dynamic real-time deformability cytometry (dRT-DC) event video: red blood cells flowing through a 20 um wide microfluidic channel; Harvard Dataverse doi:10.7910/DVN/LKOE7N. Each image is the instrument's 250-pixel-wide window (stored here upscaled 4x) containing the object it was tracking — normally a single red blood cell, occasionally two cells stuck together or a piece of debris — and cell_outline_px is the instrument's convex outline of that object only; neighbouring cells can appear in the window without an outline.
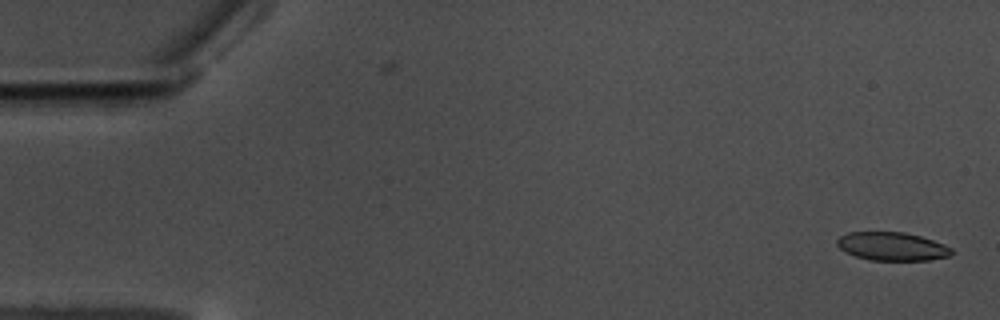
{"species": "common noctule bat (a hibernating species)", "species_latin": "Nyctalus noctula", "temperature_condition": "warm", "stored_images_in_passage": 18, "camera_frame_rate_fps": 3000, "um_per_image_px": 0.085, "animal": {"sex": "male", "body_mass_g": 17.5, "forearm_length_mm": 52.3}, "frame": {"image": 1, "passage_image": 1, "time_ms": 0.0, "image_size_px": [1000, 320], "cell_outline_px": [[952, 252], [948, 256], [928, 260], [872, 260], [856, 256], [844, 252], [836, 244], [836, 240], [840, 236], [848, 232], [904, 232], [920, 236], [944, 244], [952, 248]], "centroid_in_image_um": [75.79, 20.94], "position_along_channel_um": 9.2, "area_um2": 18.84}}